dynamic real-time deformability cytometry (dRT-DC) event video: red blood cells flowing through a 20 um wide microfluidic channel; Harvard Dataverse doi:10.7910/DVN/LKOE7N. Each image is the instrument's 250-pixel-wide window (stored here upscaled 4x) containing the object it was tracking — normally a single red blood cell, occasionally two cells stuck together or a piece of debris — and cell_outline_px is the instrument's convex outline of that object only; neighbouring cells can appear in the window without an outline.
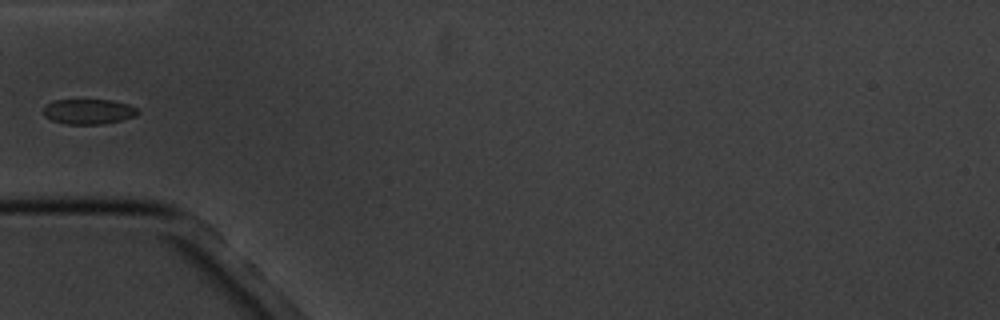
{"species": "common noctule bat (a hibernating species)", "species_latin": "Nyctalus noctula", "temperature_condition": "cold", "stored_images_in_passage": 17, "camera_frame_rate_fps": 3000, "um_per_image_px": 0.085, "animal": {"sex": "male", "body_mass_g": 20.1, "forearm_length_mm": 53.5}, "frame": {"image": 1, "passage_image": 6, "time_ms": 6.0, "image_size_px": [1000, 320], "cell_outline_px": [[140, 112], [136, 116], [124, 120], [100, 124], [64, 124], [52, 120], [44, 116], [44, 104], [56, 100], [112, 100], [128, 104], [140, 108]], "centroid_in_image_um": [7.57, 9.48], "position_along_channel_um": 77.4, "area_um2": 14.05}}
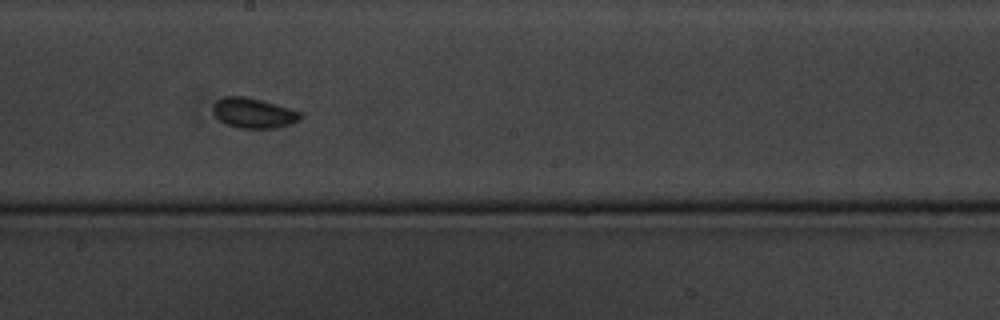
{"frame": {"image": 2, "passage_image": 10, "time_ms": 10.333, "image_size_px": [1000, 320], "cell_outline_px": [[304, 116], [300, 120], [276, 128], [236, 128], [220, 120], [212, 112], [212, 108], [216, 100], [224, 96], [244, 96], [276, 104], [304, 112]], "centroid_in_image_um": [21.57, 9.6], "position_along_channel_um": 226.6, "area_um2": 15.43}}
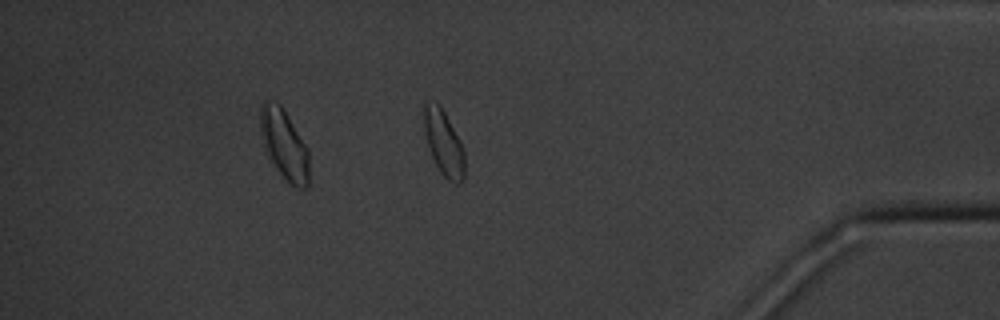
{"frame": {"image": 3, "passage_image": 15, "time_ms": 16.333, "image_size_px": [1000, 320], "cell_outline_px": [[464, 180], [460, 184], [456, 184], [448, 180], [440, 172], [428, 148], [424, 132], [424, 100], [436, 100], [440, 104], [460, 140], [464, 152]], "centroid_in_image_um": [37.7, 12.11], "position_along_channel_um": 397.5, "area_um2": 15.72}, "authors_computed_cell_mechanics": {"area_um2": 15.4326, "velocity_mm_per_s": 3.4328, "shape_relaxation_time_tau1_ms": 2.6409, "shape_relaxation_time_tau2_ms": null, "deformation_change_tau1": 0.0734, "deformation_change_tau2": null}}